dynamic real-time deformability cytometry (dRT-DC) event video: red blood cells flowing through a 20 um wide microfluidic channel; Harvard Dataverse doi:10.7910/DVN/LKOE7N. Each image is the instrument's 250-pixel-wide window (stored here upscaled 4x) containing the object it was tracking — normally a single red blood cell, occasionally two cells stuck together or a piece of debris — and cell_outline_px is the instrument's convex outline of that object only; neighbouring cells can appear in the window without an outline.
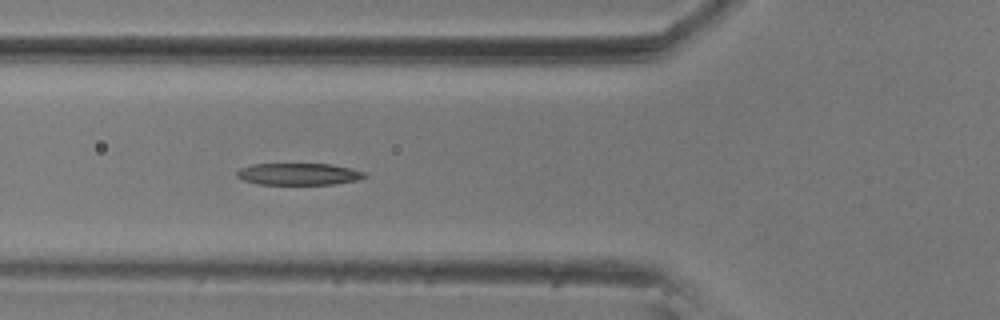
{"species": "common noctule bat (a hibernating species)", "species_latin": "Nyctalus noctula", "temperature_condition": "room temperature", "stored_images_in_passage": 10, "camera_frame_rate_fps": 3000, "um_per_image_px": 0.085, "animal": {"sex": "male", "body_mass_g": 20.5, "forearm_length_mm": 52.5}, "frame": {"image": 1, "passage_image": 6, "time_ms": 1.667, "image_size_px": [1000, 320], "cell_outline_px": [[368, 176], [356, 180], [332, 184], [256, 184], [244, 180], [236, 176], [236, 172], [240, 168], [252, 164], [332, 164], [352, 168], [364, 172]], "centroid_in_image_um": [25.38, 14.79], "position_along_channel_um": 100.4, "area_um2": 16.24}}
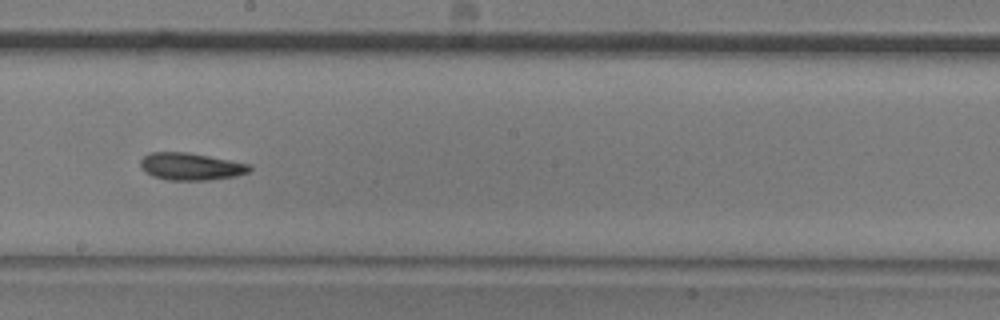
{"frame": {"image": 2, "passage_image": 9, "time_ms": 2.667, "image_size_px": [1000, 320], "cell_outline_px": [[252, 168], [248, 172], [236, 176], [212, 180], [168, 180], [152, 176], [144, 172], [140, 168], [140, 160], [148, 152], [188, 152], [252, 164]], "centroid_in_image_um": [16.21, 14.15], "position_along_channel_um": 232.0, "area_um2": 17.63}}
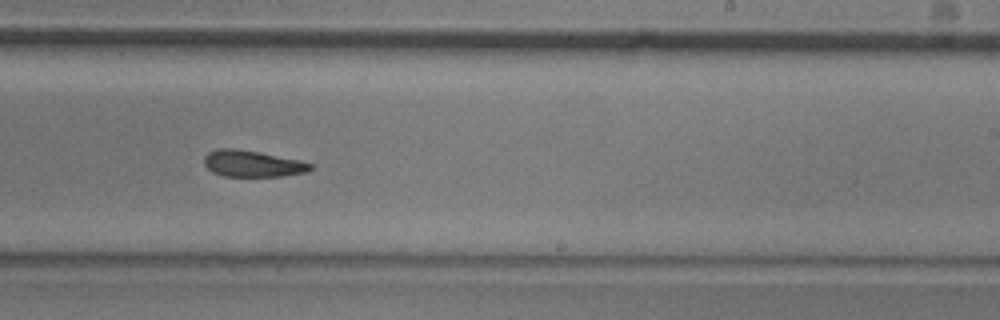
{"frame": {"image": 3, "passage_image": 10, "time_ms": 3.0, "image_size_px": [1000, 320], "cell_outline_px": [[316, 168], [308, 172], [280, 176], [224, 176], [212, 172], [204, 164], [204, 156], [208, 152], [220, 148], [232, 148], [256, 152], [300, 160], [312, 164]], "centroid_in_image_um": [21.48, 13.92], "position_along_channel_um": 267.5, "area_um2": 16.3}}